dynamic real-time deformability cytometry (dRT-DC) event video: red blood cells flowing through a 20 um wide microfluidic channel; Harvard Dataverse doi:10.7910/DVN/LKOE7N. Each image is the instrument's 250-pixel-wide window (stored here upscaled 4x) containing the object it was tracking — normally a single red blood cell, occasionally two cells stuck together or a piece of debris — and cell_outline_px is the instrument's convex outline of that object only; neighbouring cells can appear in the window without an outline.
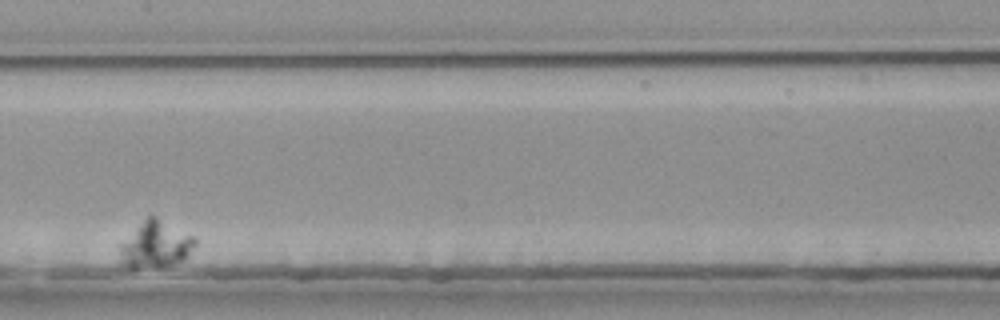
{"species": "common noctule bat (a hibernating species)", "species_latin": "Nyctalus noctula", "temperature_condition": "room temperature", "stored_images_in_passage": 10, "segment_of_instrument_passage": [2, 2], "camera_frame_rate_fps": 3000, "um_per_image_px": 0.085, "animal": {"sex": "female", "body_mass_g": 25.1}, "frame": {"image": 1, "passage_image": 7, "time_ms": 2.0, "image_size_px": [1000, 320], "cell_outline_px": [[196, 244], [188, 256], [184, 260], [172, 264], [136, 268], [128, 268], [116, 264], [120, 244], [148, 216], [156, 216], [192, 236], [196, 240]], "centroid_in_image_um": [13.16, 20.83], "position_along_channel_um": 194.2, "area_um2": 20.35}}